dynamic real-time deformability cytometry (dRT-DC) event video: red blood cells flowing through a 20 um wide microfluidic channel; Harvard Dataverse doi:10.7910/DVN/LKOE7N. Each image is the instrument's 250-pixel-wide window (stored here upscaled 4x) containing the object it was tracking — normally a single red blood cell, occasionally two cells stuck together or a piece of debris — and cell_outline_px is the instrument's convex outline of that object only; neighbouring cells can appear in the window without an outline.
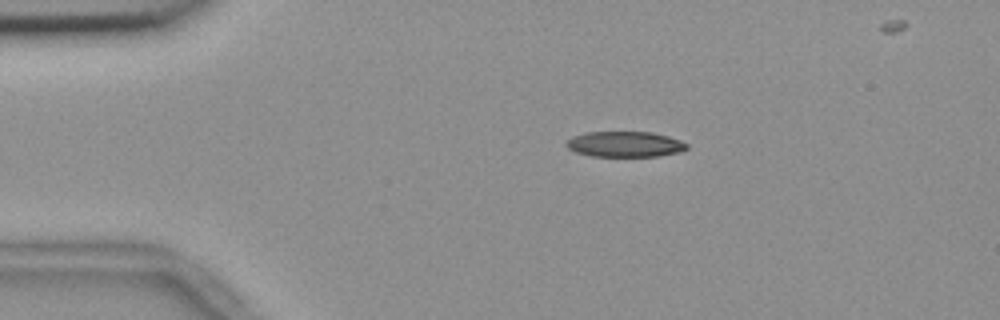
{"species": "common noctule bat (a hibernating species)", "species_latin": "Nyctalus noctula", "temperature_condition": "room temperature", "stored_images_in_passage": 6, "camera_frame_rate_fps": 3000, "um_per_image_px": 0.085, "animal": {"sex": "female", "body_mass_g": 18.4}, "frame": {"image": 1, "passage_image": 2, "time_ms": 0.333, "image_size_px": [1000, 320], "cell_outline_px": [[688, 148], [680, 152], [656, 156], [592, 156], [576, 152], [568, 148], [564, 144], [572, 136], [584, 132], [652, 132], [668, 136], [680, 140], [688, 144]], "centroid_in_image_um": [53.11, 12.25], "position_along_channel_um": 31.9, "area_um2": 17.98}}
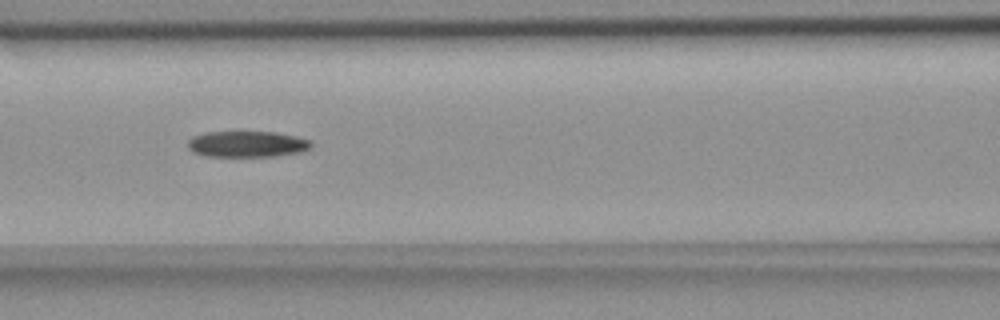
{"frame": {"image": 2, "passage_image": 6, "time_ms": 1.667, "image_size_px": [1000, 320], "cell_outline_px": [[312, 148], [304, 152], [276, 156], [204, 156], [192, 152], [188, 148], [188, 140], [192, 136], [204, 132], [276, 132], [296, 136], [312, 140]], "centroid_in_image_um": [21.04, 12.25], "position_along_channel_um": 145.6, "area_um2": 19.07}}